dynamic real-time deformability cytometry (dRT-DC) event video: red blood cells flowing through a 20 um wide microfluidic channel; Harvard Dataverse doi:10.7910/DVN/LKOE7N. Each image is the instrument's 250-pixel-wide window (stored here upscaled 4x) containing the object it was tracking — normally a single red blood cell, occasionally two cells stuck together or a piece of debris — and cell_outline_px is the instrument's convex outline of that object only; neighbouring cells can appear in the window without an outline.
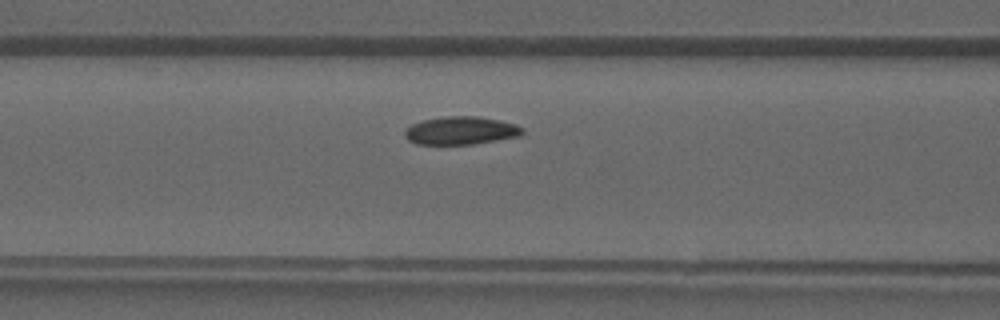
{"species": "common noctule bat (a hibernating species)", "species_latin": "Nyctalus noctula", "temperature_condition": "warm", "stored_images_in_passage": 26, "camera_frame_rate_fps": 3000, "um_per_image_px": 0.085, "animal": {"sex": "male", "forearm_length_mm": 52.5}, "frame": {"image": 1, "passage_image": 5, "time_ms": 1.333, "image_size_px": [1000, 320], "cell_outline_px": [[524, 132], [520, 136], [472, 144], [416, 144], [408, 140], [404, 136], [404, 132], [412, 124], [424, 120], [444, 116], [480, 116], [500, 120], [516, 124], [524, 128]], "centroid_in_image_um": [39.2, 11.09], "position_along_channel_um": 127.4, "area_um2": 19.25}}
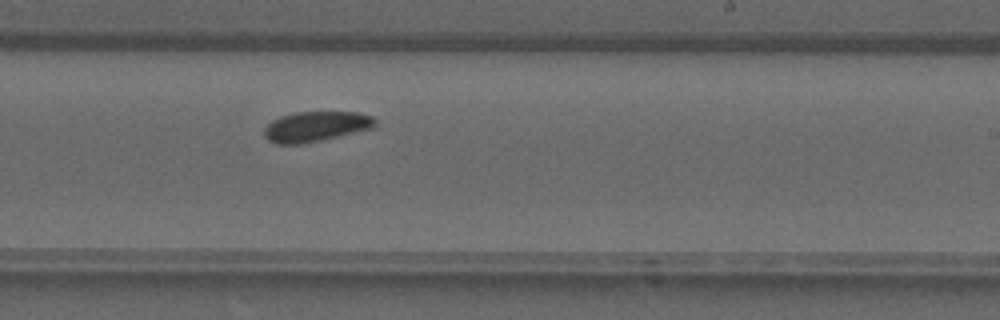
{"frame": {"image": 2, "passage_image": 13, "time_ms": 4.0, "image_size_px": [1000, 320], "cell_outline_px": [[376, 124], [372, 128], [320, 140], [300, 144], [276, 144], [268, 140], [264, 136], [264, 128], [272, 120], [280, 116], [292, 112], [360, 112], [372, 116], [376, 120]], "centroid_in_image_um": [26.82, 10.74], "position_along_channel_um": 262.2, "area_um2": 19.48}}
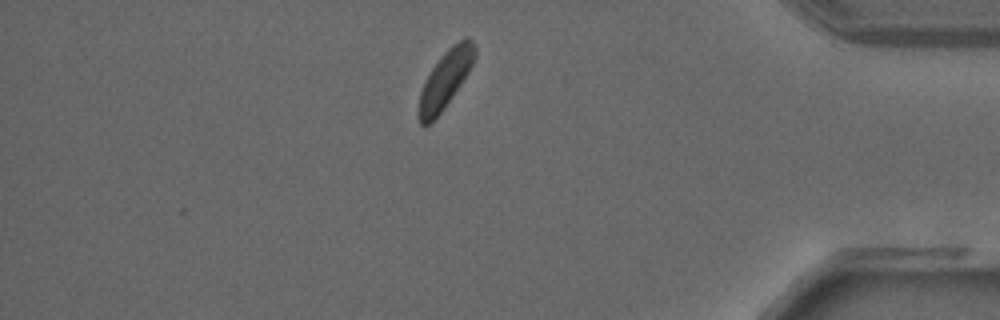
{"frame": {"image": 3, "passage_image": 23, "time_ms": 7.333, "image_size_px": [1000, 320], "cell_outline_px": [[476, 56], [468, 72], [460, 84], [440, 112], [424, 128], [420, 124], [420, 92], [432, 68], [444, 52], [452, 44], [464, 36], [468, 36], [476, 44]], "centroid_in_image_um": [37.9, 6.64], "position_along_channel_um": 397.3, "area_um2": 18.15}}